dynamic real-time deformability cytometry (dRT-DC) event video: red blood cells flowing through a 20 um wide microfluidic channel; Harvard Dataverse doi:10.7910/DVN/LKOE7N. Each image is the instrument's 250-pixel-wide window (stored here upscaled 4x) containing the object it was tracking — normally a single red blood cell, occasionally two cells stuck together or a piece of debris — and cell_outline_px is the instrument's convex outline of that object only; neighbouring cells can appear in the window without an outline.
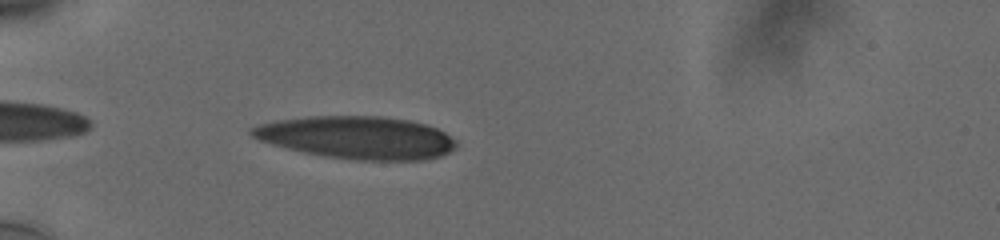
{"species": "human", "species_latin": "Homo sapiens", "temperature_condition": "cold", "stored_images_in_passage": 37, "camera_frame_rate_fps": 3000, "um_per_image_px": 0.085, "donor": {"sex": "male"}, "frame": {"image": 1, "passage_image": 2, "time_ms": 0.333, "image_size_px": [1000, 240], "cell_outline_px": [[456, 148], [440, 156], [420, 160], [356, 160], [324, 156], [304, 152], [272, 144], [260, 140], [252, 136], [248, 132], [248, 128], [260, 124], [276, 120], [308, 116], [380, 116], [408, 120], [424, 124], [436, 128], [444, 132], [456, 140]], "centroid_in_image_um": [30.33, 11.69], "position_along_channel_um": 54.7, "area_um2": 50.69}}
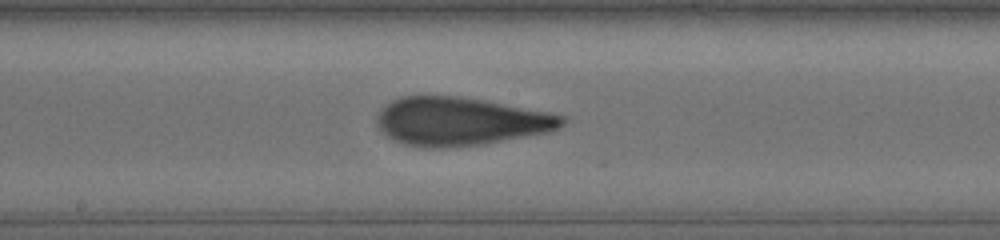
{"frame": {"image": 2, "passage_image": 16, "time_ms": 5.0, "image_size_px": [1000, 240], "cell_outline_px": [[568, 120], [560, 128], [548, 132], [484, 144], [436, 148], [424, 148], [404, 144], [388, 136], [376, 124], [376, 116], [380, 108], [384, 104], [400, 96], [460, 96], [484, 100], [548, 112], [564, 116]], "centroid_in_image_um": [39.11, 10.31], "position_along_channel_um": 209.1, "area_um2": 52.19}}
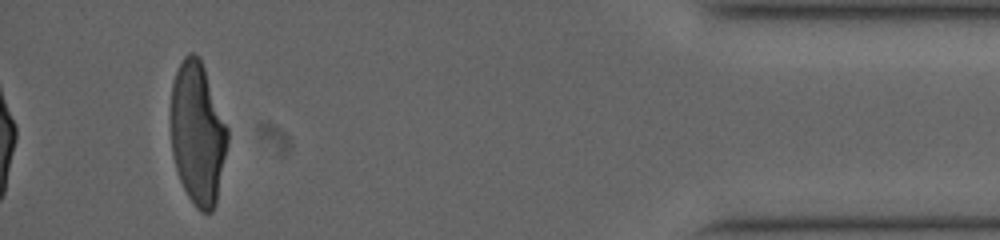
{"frame": {"image": 3, "passage_image": 37, "time_ms": 12.0, "image_size_px": [1000, 240], "cell_outline_px": [[228, 144], [216, 204], [212, 212], [200, 212], [192, 204], [180, 180], [176, 168], [172, 152], [172, 84], [176, 72], [184, 56], [188, 52], [192, 52], [200, 56], [228, 128]], "centroid_in_image_um": [16.82, 11.35], "position_along_channel_um": 418.4, "area_um2": 47.05}}